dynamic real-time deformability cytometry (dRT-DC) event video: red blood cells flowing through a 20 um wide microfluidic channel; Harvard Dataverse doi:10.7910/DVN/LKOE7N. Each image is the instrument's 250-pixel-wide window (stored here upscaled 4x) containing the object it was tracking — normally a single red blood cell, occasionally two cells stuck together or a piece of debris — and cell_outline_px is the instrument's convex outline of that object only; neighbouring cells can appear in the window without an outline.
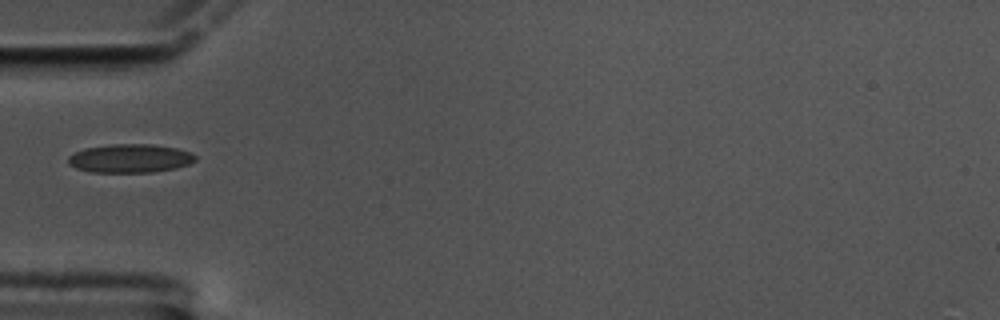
{"species": "common noctule bat (a hibernating species)", "species_latin": "Nyctalus noctula", "temperature_condition": "cold", "stored_images_in_passage": 36, "camera_frame_rate_fps": 3000, "um_per_image_px": 0.085, "animal": {"sex": "male", "body_mass_g": 17.5, "forearm_length_mm": 52.3}, "frame": {"image": 1, "passage_image": 1, "time_ms": 0.0, "image_size_px": [1000, 320], "cell_outline_px": [[196, 160], [188, 164], [176, 168], [152, 172], [92, 172], [76, 168], [68, 164], [68, 156], [84, 148], [112, 144], [152, 144], [176, 148], [192, 152], [196, 156]], "centroid_in_image_um": [11.06, 13.46], "position_along_channel_um": 73.9, "area_um2": 21.21}}
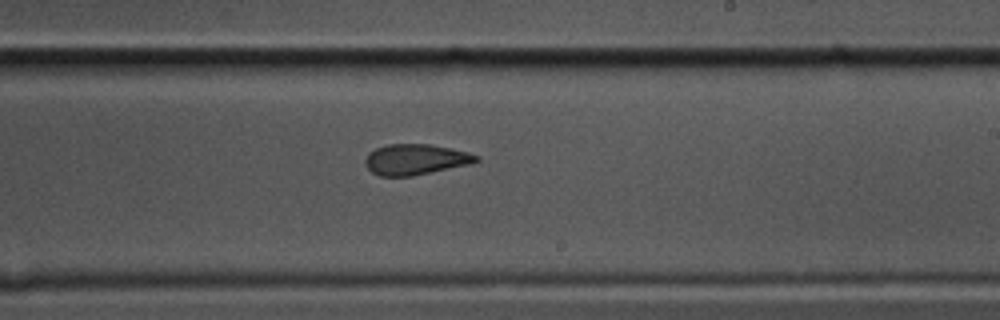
{"frame": {"image": 2, "passage_image": 17, "time_ms": 5.333, "image_size_px": [1000, 320], "cell_outline_px": [[480, 160], [468, 164], [412, 176], [380, 176], [372, 172], [364, 164], [364, 160], [368, 152], [376, 148], [388, 144], [432, 144], [452, 148], [468, 152], [480, 156]], "centroid_in_image_um": [35.3, 13.54], "position_along_channel_um": 253.7, "area_um2": 19.88}}
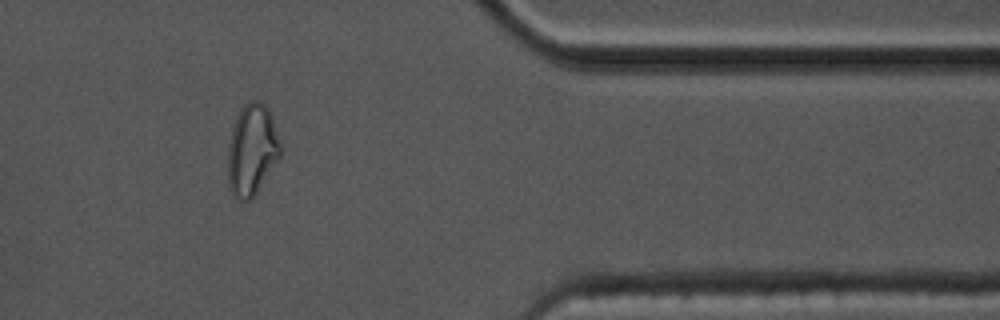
{"frame": {"image": 3, "passage_image": 31, "time_ms": 10.0, "image_size_px": [1000, 320], "cell_outline_px": [[280, 156], [256, 192], [248, 200], [240, 200], [232, 192], [228, 184], [228, 144], [232, 128], [240, 108], [248, 100], [256, 100], [264, 104], [268, 108], [272, 116], [280, 144]], "centroid_in_image_um": [21.4, 12.68], "position_along_channel_um": 390.0, "area_um2": 27.57}}